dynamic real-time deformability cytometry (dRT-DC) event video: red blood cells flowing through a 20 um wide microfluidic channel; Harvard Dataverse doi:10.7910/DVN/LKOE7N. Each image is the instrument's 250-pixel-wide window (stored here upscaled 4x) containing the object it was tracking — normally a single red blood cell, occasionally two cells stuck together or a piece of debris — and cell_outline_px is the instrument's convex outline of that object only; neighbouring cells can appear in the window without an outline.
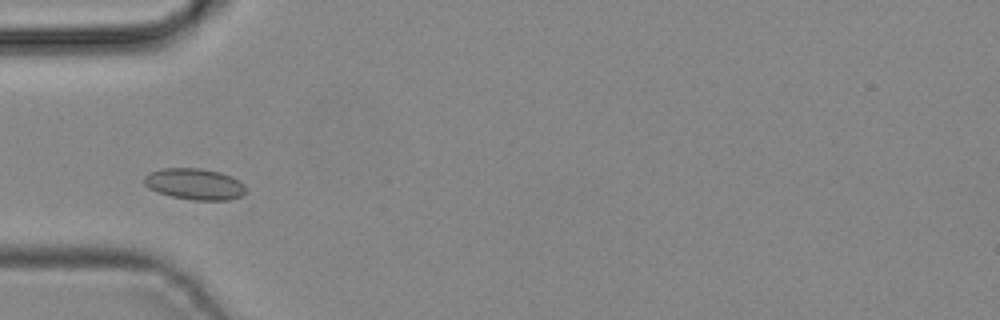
{"species": "common noctule bat (a hibernating species)", "species_latin": "Nyctalus noctula", "temperature_condition": "cold", "stored_images_in_passage": 39, "camera_frame_rate_fps": 3000, "um_per_image_px": 0.085, "animal": {"sex": "male", "body_mass_g": 19.2, "forearm_length_mm": 51.8}, "frame": {"image": 1, "passage_image": 9, "time_ms": 2.667, "image_size_px": [1000, 320], "cell_outline_px": [[248, 192], [240, 196], [228, 200], [192, 200], [172, 196], [156, 192], [148, 188], [144, 184], [144, 176], [152, 172], [164, 168], [200, 168], [220, 172], [244, 184]], "centroid_in_image_um": [16.54, 15.65], "position_along_channel_um": 68.5, "area_um2": 18.44}}
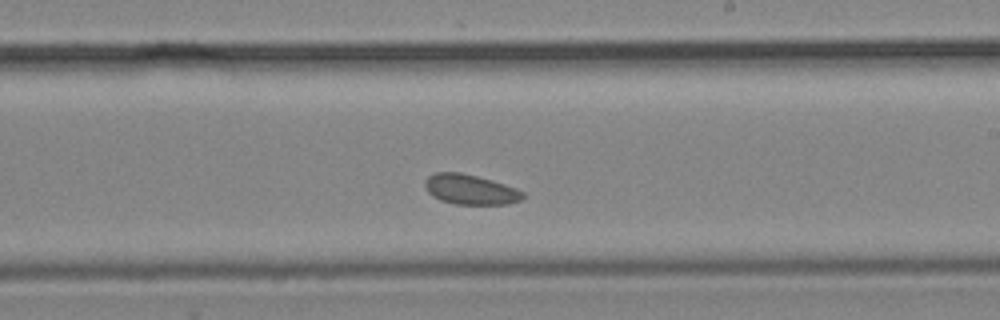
{"frame": {"image": 2, "passage_image": 21, "time_ms": 6.667, "image_size_px": [1000, 320], "cell_outline_px": [[524, 196], [520, 200], [508, 204], [456, 204], [440, 200], [432, 196], [428, 192], [424, 184], [424, 180], [428, 176], [436, 172], [460, 172], [492, 180], [516, 188], [524, 192]], "centroid_in_image_um": [39.96, 16.1], "position_along_channel_um": 249.0, "area_um2": 17.11}}
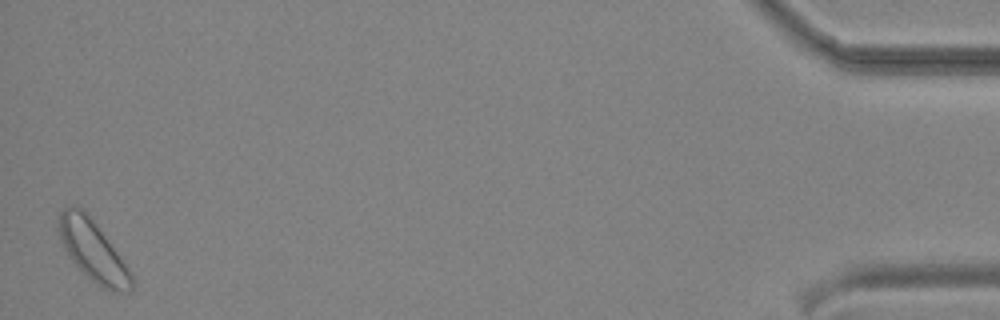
{"frame": {"image": 3, "passage_image": 39, "time_ms": 12.667, "image_size_px": [1000, 320], "cell_outline_px": [[136, 284], [132, 292], [120, 292], [104, 288], [92, 280], [68, 256], [56, 232], [60, 212], [64, 208], [80, 208], [88, 216], [104, 236], [132, 272]], "centroid_in_image_um": [7.92, 21.38], "position_along_channel_um": 427.3, "area_um2": 25.09}}